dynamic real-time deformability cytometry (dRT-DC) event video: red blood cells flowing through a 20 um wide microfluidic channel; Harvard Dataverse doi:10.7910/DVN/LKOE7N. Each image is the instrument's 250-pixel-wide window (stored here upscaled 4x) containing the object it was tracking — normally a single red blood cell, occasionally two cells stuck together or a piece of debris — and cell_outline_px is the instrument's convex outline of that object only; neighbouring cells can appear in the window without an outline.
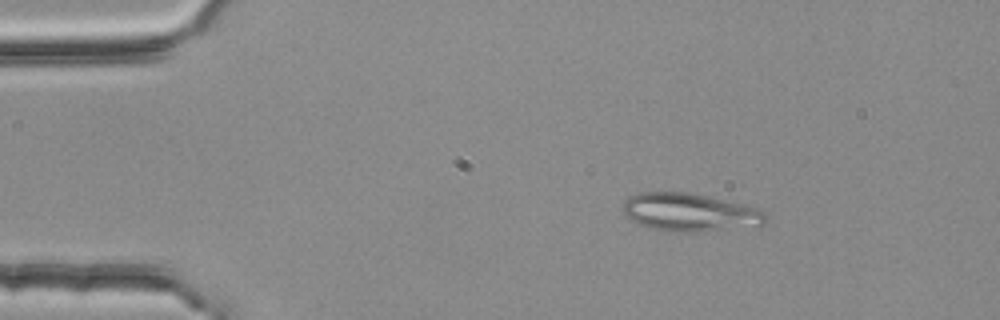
{"species": "common noctule bat (a hibernating species)", "species_latin": "Nyctalus noctula", "temperature_condition": "room temperature", "stored_images_in_passage": 3, "camera_frame_rate_fps": 3000, "um_per_image_px": 0.085, "animal": {"sex": "female", "body_mass_g": 25.1}, "frame": {"image": 1, "passage_image": 1, "time_ms": 0.0, "image_size_px": [1000, 320], "cell_outline_px": [[768, 220], [760, 228], [696, 232], [668, 232], [636, 224], [624, 216], [620, 208], [624, 200], [628, 196], [640, 192], [688, 192], [708, 196], [744, 204], [756, 208], [764, 212], [768, 216]], "centroid_in_image_um": [58.65, 18.07], "position_along_channel_um": 26.3, "area_um2": 32.89}}